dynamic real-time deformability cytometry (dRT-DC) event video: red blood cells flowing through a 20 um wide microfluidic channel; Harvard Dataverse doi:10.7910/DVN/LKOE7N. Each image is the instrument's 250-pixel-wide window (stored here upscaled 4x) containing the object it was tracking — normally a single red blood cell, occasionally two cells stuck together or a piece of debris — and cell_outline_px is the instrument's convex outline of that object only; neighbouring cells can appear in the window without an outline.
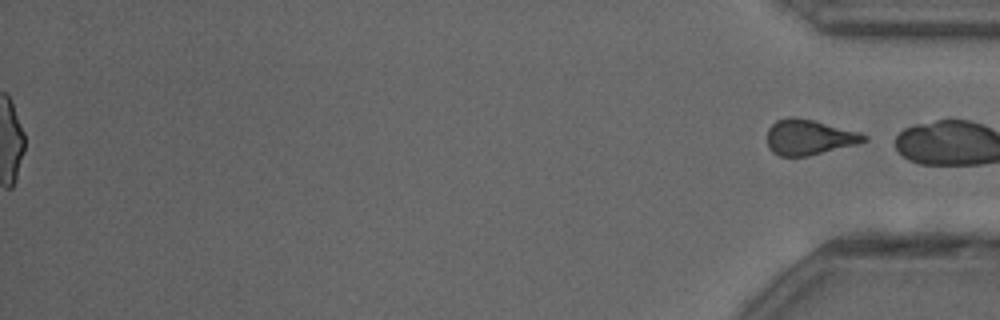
{"species": "common noctule bat (a hibernating species)", "species_latin": "Nyctalus noctula", "temperature_condition": "cold", "stored_images_in_passage": 36, "segment_of_instrument_passage": [2, 2], "camera_frame_rate_fps": 3000, "um_per_image_px": 0.085, "animal": {"sex": "female"}, "frame": {"image": 1, "passage_image": 36, "time_ms": 11.667, "image_size_px": [1000, 320], "cell_outline_px": [[868, 140], [860, 144], [808, 156], [780, 156], [772, 152], [768, 148], [768, 128], [776, 120], [788, 116], [792, 116], [812, 120], [860, 132], [868, 136]], "centroid_in_image_um": [68.79, 11.67], "position_along_channel_um": 366.4, "area_um2": 20.11}}